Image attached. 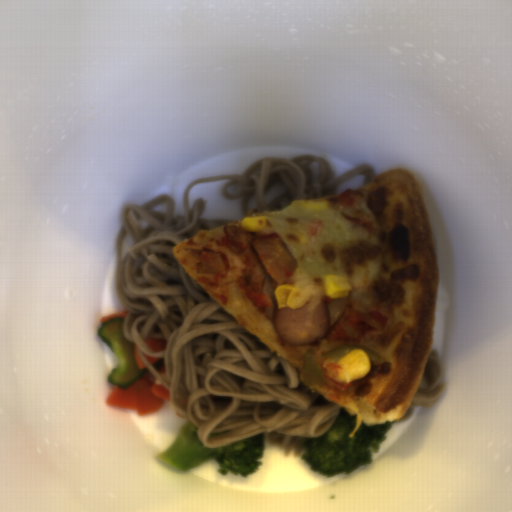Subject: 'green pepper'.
<instances>
[{
  "instance_id": "2",
  "label": "green pepper",
  "mask_w": 512,
  "mask_h": 512,
  "mask_svg": "<svg viewBox=\"0 0 512 512\" xmlns=\"http://www.w3.org/2000/svg\"><path fill=\"white\" fill-rule=\"evenodd\" d=\"M356 349H360L364 352L367 353V355L370 357L371 359V363H375V364H384L386 361L380 356L378 355L375 351H372L370 349H367L365 347H362V346H357V345H345V346H339L333 350H331L330 352L320 356V357H323V358H328V359H333V360H340L341 358H343L345 355H347L348 353H350L351 351H354Z\"/></svg>"
},
{
  "instance_id": "1",
  "label": "green pepper",
  "mask_w": 512,
  "mask_h": 512,
  "mask_svg": "<svg viewBox=\"0 0 512 512\" xmlns=\"http://www.w3.org/2000/svg\"><path fill=\"white\" fill-rule=\"evenodd\" d=\"M302 382L305 387L311 385H327L313 349H308L303 356Z\"/></svg>"
}]
</instances>
